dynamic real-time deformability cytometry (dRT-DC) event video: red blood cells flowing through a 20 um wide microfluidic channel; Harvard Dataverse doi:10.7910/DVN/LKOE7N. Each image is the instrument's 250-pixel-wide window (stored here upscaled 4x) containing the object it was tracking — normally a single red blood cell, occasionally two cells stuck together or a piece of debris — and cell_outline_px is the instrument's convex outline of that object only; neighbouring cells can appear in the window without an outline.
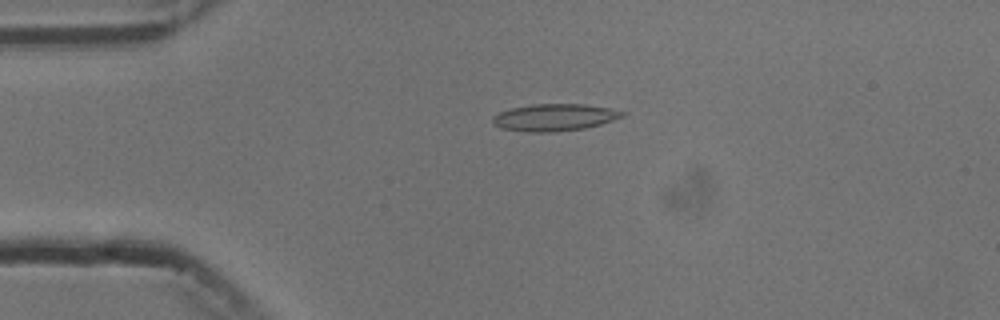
{"species": "common noctule bat (a hibernating species)", "species_latin": "Nyctalus noctula", "temperature_condition": "cold", "stored_images_in_passage": 4, "camera_frame_rate_fps": 3000, "um_per_image_px": 0.085, "animal": {"sex": "male", "body_mass_g": 13.3}, "frame": {"image": 1, "passage_image": 3, "time_ms": 3.333, "image_size_px": [1000, 320], "cell_outline_px": [[628, 112], [624, 116], [600, 124], [584, 128], [556, 132], [528, 132], [500, 128], [492, 124], [492, 116], [500, 112], [512, 108], [532, 104], [584, 104], [608, 108]], "centroid_in_image_um": [47.11, 9.98], "position_along_channel_um": 37.9, "area_um2": 20.46}}